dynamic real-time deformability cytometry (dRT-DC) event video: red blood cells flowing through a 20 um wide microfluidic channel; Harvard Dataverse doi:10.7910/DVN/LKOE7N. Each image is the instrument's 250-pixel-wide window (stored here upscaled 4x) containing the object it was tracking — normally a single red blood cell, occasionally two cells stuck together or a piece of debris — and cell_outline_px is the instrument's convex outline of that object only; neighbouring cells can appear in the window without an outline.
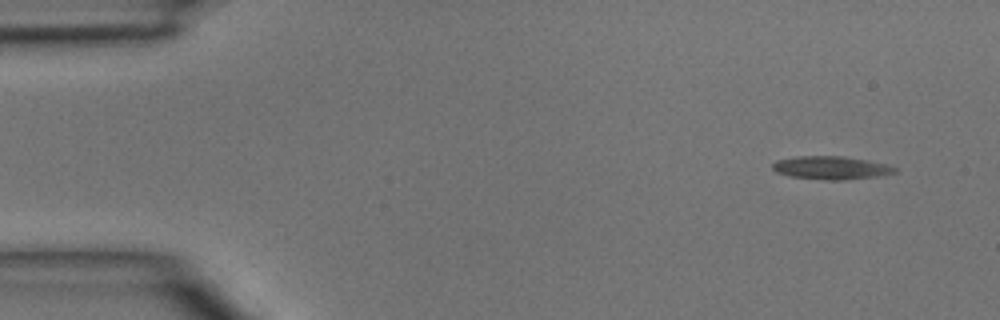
{"species": "common noctule bat (a hibernating species)", "species_latin": "Nyctalus noctula", "temperature_condition": "room temperature", "stored_images_in_passage": 6, "camera_frame_rate_fps": 3000, "um_per_image_px": 0.085, "animal": {"sex": "male", "body_mass_g": 15.6}, "frame": {"image": 1, "passage_image": 1, "time_ms": 0.0, "image_size_px": [1000, 320], "cell_outline_px": [[896, 172], [880, 176], [844, 180], [828, 180], [792, 176], [776, 172], [772, 168], [772, 164], [776, 160], [796, 156], [840, 156], [864, 160], [884, 164], [896, 168]], "centroid_in_image_um": [70.61, 14.26], "position_along_channel_um": 14.4, "area_um2": 16.24}}
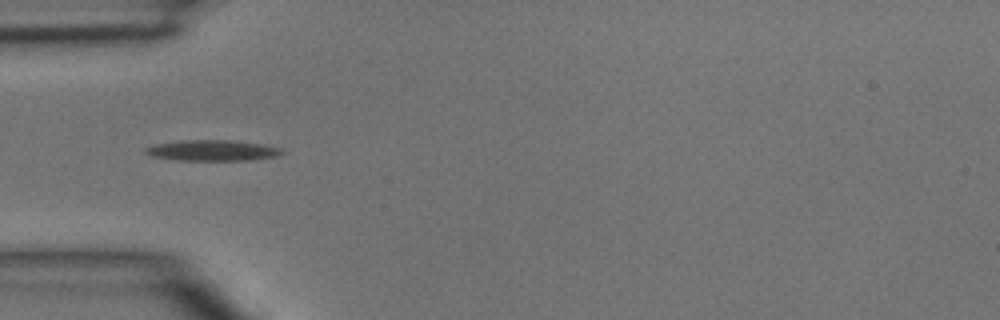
{"frame": {"image": 2, "passage_image": 4, "time_ms": 3.667, "image_size_px": [1000, 320], "cell_outline_px": [[284, 152], [280, 156], [252, 160], [172, 160], [152, 156], [144, 152], [144, 148], [152, 144], [180, 140], [236, 140], [264, 144], [284, 148]], "centroid_in_image_um": [18.09, 12.78], "position_along_channel_um": 66.9, "area_um2": 16.99}}
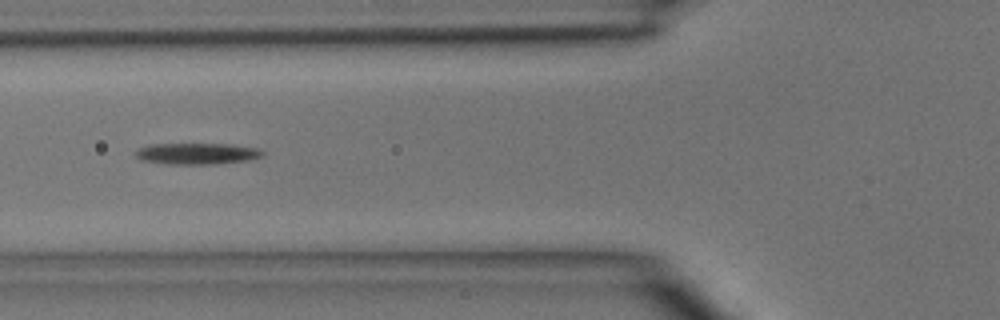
{"frame": {"image": 3, "passage_image": 5, "time_ms": 4.667, "image_size_px": [1000, 320], "cell_outline_px": [[264, 156], [248, 160], [212, 164], [164, 164], [140, 160], [136, 156], [136, 148], [148, 144], [232, 144], [256, 148], [264, 152]], "centroid_in_image_um": [16.7, 13.05], "position_along_channel_um": 109.1, "area_um2": 15.9}}